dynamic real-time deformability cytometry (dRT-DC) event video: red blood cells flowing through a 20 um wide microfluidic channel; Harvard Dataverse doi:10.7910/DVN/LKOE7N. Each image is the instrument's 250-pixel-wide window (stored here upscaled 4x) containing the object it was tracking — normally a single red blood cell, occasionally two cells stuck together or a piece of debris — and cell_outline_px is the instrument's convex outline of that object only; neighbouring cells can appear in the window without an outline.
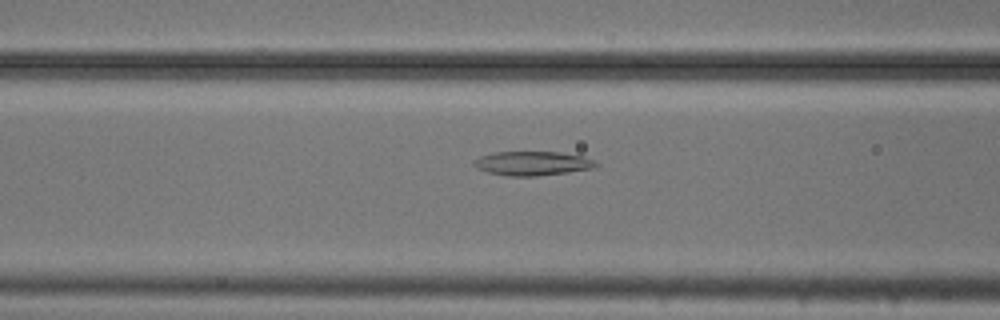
{"species": "common noctule bat (a hibernating species)", "species_latin": "Nyctalus noctula", "temperature_condition": "cold", "stored_images_in_passage": 37, "camera_frame_rate_fps": 3000, "um_per_image_px": 0.085, "animal": {"sex": "male", "body_mass_g": 20.5, "forearm_length_mm": 52.5}, "frame": {"image": 1, "passage_image": 14, "time_ms": 4.333, "image_size_px": [1000, 320], "cell_outline_px": [[600, 164], [596, 168], [568, 172], [536, 176], [504, 176], [488, 172], [476, 168], [472, 164], [472, 160], [480, 156], [492, 152], [560, 152], [584, 156], [596, 160]], "centroid_in_image_um": [45.27, 13.88], "position_along_channel_um": 121.3, "area_um2": 17.51}}
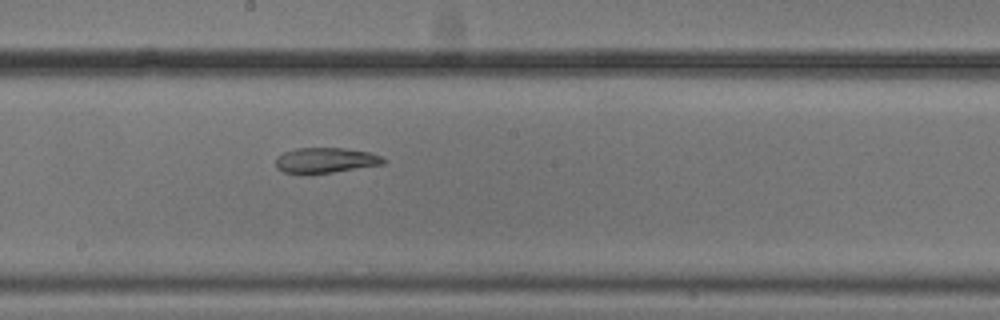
{"frame": {"image": 2, "passage_image": 22, "time_ms": 7.0, "image_size_px": [1000, 320], "cell_outline_px": [[388, 160], [384, 164], [332, 172], [284, 172], [276, 168], [276, 156], [284, 152], [296, 148], [344, 148], [368, 152], [380, 156]], "centroid_in_image_um": [27.68, 13.6], "position_along_channel_um": 220.5, "area_um2": 15.55}}
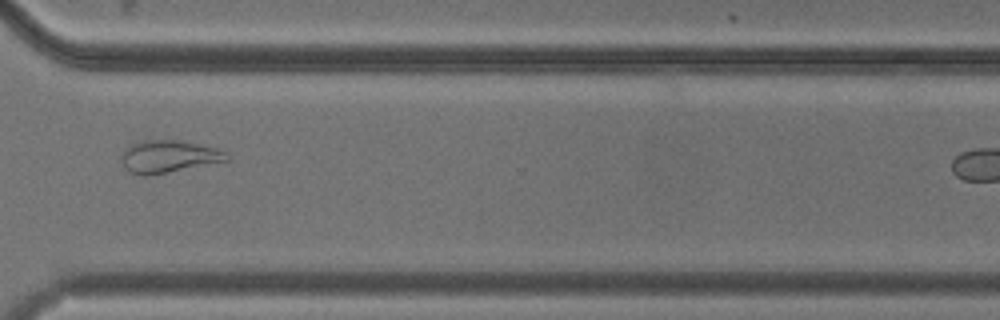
{"frame": {"image": 3, "passage_image": 33, "time_ms": 10.667, "image_size_px": [1000, 320], "cell_outline_px": [[228, 160], [144, 176], [128, 172], [124, 168], [120, 160], [120, 156], [124, 148], [140, 140], [176, 140], [216, 148], [228, 152]], "centroid_in_image_um": [14.24, 13.29], "position_along_channel_um": 356.4, "area_um2": 19.65}}